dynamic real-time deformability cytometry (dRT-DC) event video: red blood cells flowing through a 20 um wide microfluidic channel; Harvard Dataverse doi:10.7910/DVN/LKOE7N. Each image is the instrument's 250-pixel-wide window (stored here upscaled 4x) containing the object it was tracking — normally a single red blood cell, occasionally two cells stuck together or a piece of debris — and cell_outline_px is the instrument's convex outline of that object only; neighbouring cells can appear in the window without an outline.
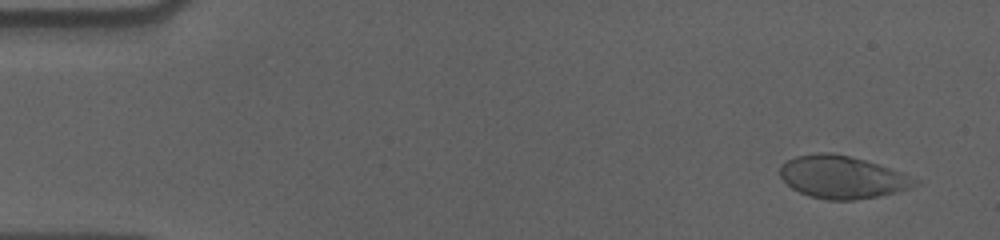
{"species": "human", "species_latin": "Homo sapiens", "temperature_condition": "cold", "stored_images_in_passage": 56, "camera_frame_rate_fps": 3000, "um_per_image_px": 0.085, "donor": {"sex": "male"}, "frame": {"image": 1, "passage_image": 3, "time_ms": 0.667, "image_size_px": [1000, 240], "cell_outline_px": [[924, 180], [920, 184], [896, 192], [880, 196], [852, 200], [828, 200], [812, 196], [800, 192], [792, 188], [780, 176], [780, 164], [796, 156], [820, 152], [828, 152], [848, 156], [864, 160]], "centroid_in_image_um": [71.62, 15.06], "position_along_channel_um": 13.4, "area_um2": 33.29}}
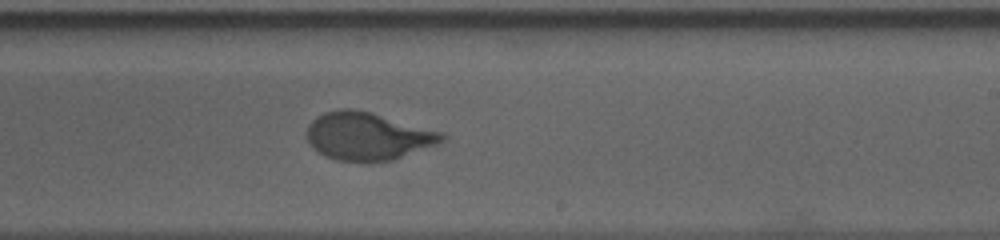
{"frame": {"image": 2, "passage_image": 34, "time_ms": 11.0, "image_size_px": [1000, 240], "cell_outline_px": [[448, 136], [440, 144], [392, 160], [368, 164], [364, 164], [336, 160], [324, 156], [312, 148], [308, 144], [308, 124], [316, 116], [324, 112], [340, 108], [352, 108], [372, 112], [444, 132]], "centroid_in_image_um": [31.28, 11.6], "position_along_channel_um": 257.7, "area_um2": 38.67}}
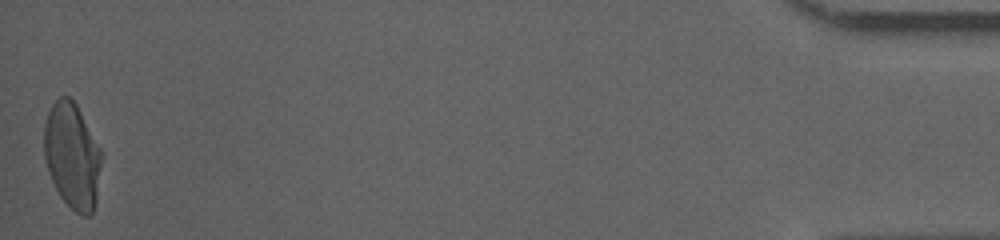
{"frame": {"image": 3, "passage_image": 56, "time_ms": 18.333, "image_size_px": [1000, 240], "cell_outline_px": [[104, 156], [96, 200], [92, 212], [88, 216], [80, 216], [60, 196], [48, 172], [44, 156], [44, 124], [48, 112], [52, 104], [60, 96], [68, 96], [76, 104], [104, 152]], "centroid_in_image_um": [6.17, 13.23], "position_along_channel_um": 429.0, "area_um2": 35.84}, "authors_computed_cell_mechanics": {"area_um2": 36.2406, "velocity_mm_per_s": 3.5865, "shape_relaxation_time_tau1_ms": 4.8717, "shape_relaxation_time_tau2_ms": null, "deformation_change_tau1": 0.1963, "deformation_change_tau2": null}}